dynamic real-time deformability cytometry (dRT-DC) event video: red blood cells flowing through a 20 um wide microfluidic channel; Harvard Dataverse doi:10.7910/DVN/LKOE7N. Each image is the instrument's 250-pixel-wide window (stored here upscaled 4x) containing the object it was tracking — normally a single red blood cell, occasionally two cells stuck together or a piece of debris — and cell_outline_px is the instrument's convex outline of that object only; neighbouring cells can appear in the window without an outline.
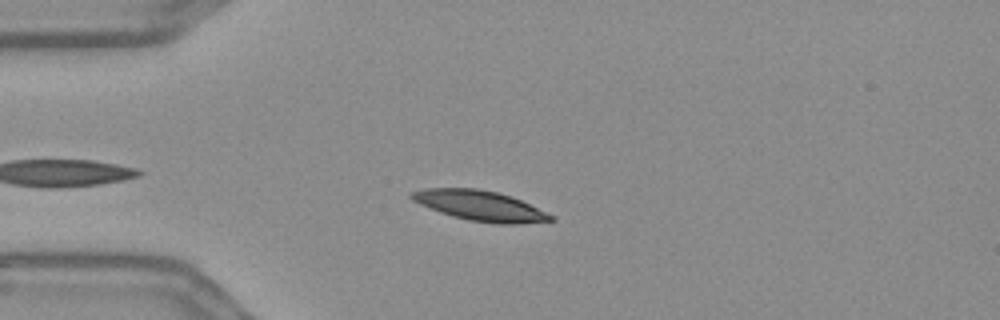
{"species": "Egyptian fruit bat (a non-hibernating species)", "species_latin": "Rousettus aegyptiacus", "temperature_condition": "warm", "stored_images_in_passage": 36, "camera_frame_rate_fps": 3000, "um_per_image_px": 0.085, "frame": {"image": 1, "passage_image": 6, "time_ms": 1.667, "image_size_px": [1000, 320], "cell_outline_px": [[556, 220], [520, 224], [496, 224], [468, 220], [452, 216], [440, 212], [420, 204], [412, 200], [408, 196], [408, 192], [424, 188], [476, 188], [496, 192], [512, 196], [556, 216]], "centroid_in_image_um": [40.81, 17.49], "position_along_channel_um": 44.2, "area_um2": 24.74}}
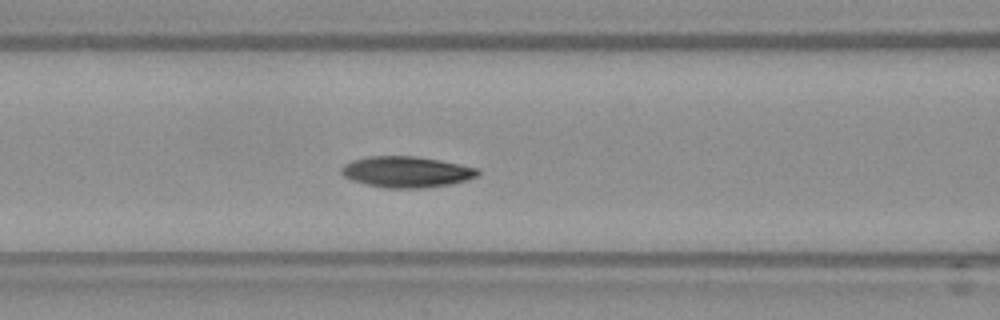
{"frame": {"image": 2, "passage_image": 15, "time_ms": 4.667, "image_size_px": [1000, 320], "cell_outline_px": [[480, 172], [476, 176], [468, 180], [448, 184], [424, 188], [384, 188], [352, 180], [344, 176], [340, 172], [340, 168], [344, 164], [352, 160], [368, 156], [416, 156], [440, 160], [460, 164], [476, 168]], "centroid_in_image_um": [34.52, 14.6], "position_along_channel_um": 132.1, "area_um2": 24.62}}
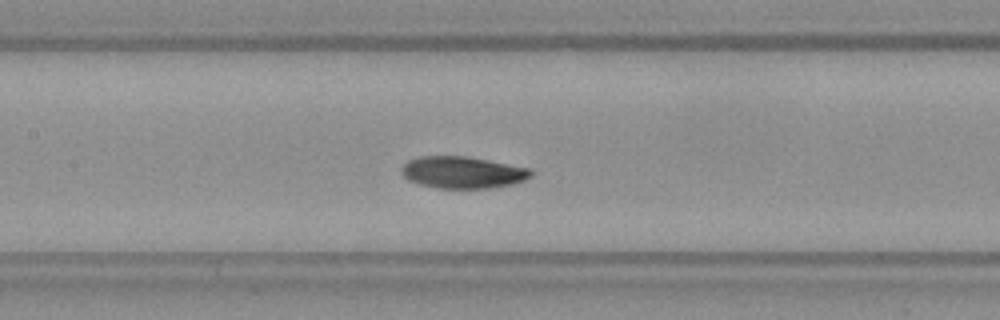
{"frame": {"image": 3, "passage_image": 18, "time_ms": 5.667, "image_size_px": [1000, 320], "cell_outline_px": [[532, 176], [524, 180], [512, 184], [492, 188], [440, 188], [420, 184], [408, 180], [400, 172], [400, 168], [408, 160], [420, 156], [468, 156], [528, 168], [532, 172]], "centroid_in_image_um": [39.29, 14.65], "position_along_channel_um": 168.1, "area_um2": 23.99}, "authors_computed_cell_mechanics": {"area_um2": 24.1893, "velocity_mm_per_s": 3.6005, "shape_relaxation_time_tau1_ms": 7.1492, "shape_relaxation_time_tau2_ms": 5.9809, "deformation_change_tau1": 0.1629, "deformation_change_tau2": 0.0844}}